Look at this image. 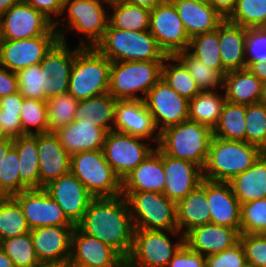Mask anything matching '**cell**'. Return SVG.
Returning a JSON list of instances; mask_svg holds the SVG:
<instances>
[{"instance_id": "1", "label": "cell", "mask_w": 266, "mask_h": 267, "mask_svg": "<svg viewBox=\"0 0 266 267\" xmlns=\"http://www.w3.org/2000/svg\"><path fill=\"white\" fill-rule=\"evenodd\" d=\"M76 226L83 233L111 246L124 259L129 256L134 225L127 199L123 195L93 198Z\"/></svg>"}, {"instance_id": "2", "label": "cell", "mask_w": 266, "mask_h": 267, "mask_svg": "<svg viewBox=\"0 0 266 267\" xmlns=\"http://www.w3.org/2000/svg\"><path fill=\"white\" fill-rule=\"evenodd\" d=\"M263 153L259 147L245 141L213 136L202 169L203 179L228 183L249 169Z\"/></svg>"}, {"instance_id": "3", "label": "cell", "mask_w": 266, "mask_h": 267, "mask_svg": "<svg viewBox=\"0 0 266 267\" xmlns=\"http://www.w3.org/2000/svg\"><path fill=\"white\" fill-rule=\"evenodd\" d=\"M94 48L111 62L164 61L167 55L146 31H125L107 26Z\"/></svg>"}, {"instance_id": "4", "label": "cell", "mask_w": 266, "mask_h": 267, "mask_svg": "<svg viewBox=\"0 0 266 267\" xmlns=\"http://www.w3.org/2000/svg\"><path fill=\"white\" fill-rule=\"evenodd\" d=\"M212 137L211 128L186 120L161 131L157 147L170 157L192 162L203 169Z\"/></svg>"}, {"instance_id": "5", "label": "cell", "mask_w": 266, "mask_h": 267, "mask_svg": "<svg viewBox=\"0 0 266 267\" xmlns=\"http://www.w3.org/2000/svg\"><path fill=\"white\" fill-rule=\"evenodd\" d=\"M163 62H112L108 93L116 100H144L162 78ZM137 92L143 96H137Z\"/></svg>"}, {"instance_id": "6", "label": "cell", "mask_w": 266, "mask_h": 267, "mask_svg": "<svg viewBox=\"0 0 266 267\" xmlns=\"http://www.w3.org/2000/svg\"><path fill=\"white\" fill-rule=\"evenodd\" d=\"M111 63L94 47H82L75 54L68 93L77 100L108 93Z\"/></svg>"}, {"instance_id": "7", "label": "cell", "mask_w": 266, "mask_h": 267, "mask_svg": "<svg viewBox=\"0 0 266 267\" xmlns=\"http://www.w3.org/2000/svg\"><path fill=\"white\" fill-rule=\"evenodd\" d=\"M109 3L110 0H65L63 13L65 10L67 11L68 14L65 17H68L69 20L64 25L60 18L54 24L59 39L66 42L64 30H74L88 37V42L80 40V47H94L107 29L109 16L103 6L109 5Z\"/></svg>"}, {"instance_id": "8", "label": "cell", "mask_w": 266, "mask_h": 267, "mask_svg": "<svg viewBox=\"0 0 266 267\" xmlns=\"http://www.w3.org/2000/svg\"><path fill=\"white\" fill-rule=\"evenodd\" d=\"M170 234L180 236L175 244L172 243ZM184 244L185 236L178 230L134 228L133 244L129 256L125 259V267H167Z\"/></svg>"}, {"instance_id": "9", "label": "cell", "mask_w": 266, "mask_h": 267, "mask_svg": "<svg viewBox=\"0 0 266 267\" xmlns=\"http://www.w3.org/2000/svg\"><path fill=\"white\" fill-rule=\"evenodd\" d=\"M70 172L94 198L121 195V180L106 161L103 149L72 154Z\"/></svg>"}, {"instance_id": "10", "label": "cell", "mask_w": 266, "mask_h": 267, "mask_svg": "<svg viewBox=\"0 0 266 267\" xmlns=\"http://www.w3.org/2000/svg\"><path fill=\"white\" fill-rule=\"evenodd\" d=\"M128 202L134 228L178 230L176 202L163 193L121 192Z\"/></svg>"}, {"instance_id": "11", "label": "cell", "mask_w": 266, "mask_h": 267, "mask_svg": "<svg viewBox=\"0 0 266 267\" xmlns=\"http://www.w3.org/2000/svg\"><path fill=\"white\" fill-rule=\"evenodd\" d=\"M149 32L167 56L188 49L190 38L171 0H162L150 10Z\"/></svg>"}, {"instance_id": "12", "label": "cell", "mask_w": 266, "mask_h": 267, "mask_svg": "<svg viewBox=\"0 0 266 267\" xmlns=\"http://www.w3.org/2000/svg\"><path fill=\"white\" fill-rule=\"evenodd\" d=\"M59 40L54 27L44 36L23 40H0V65L15 73L38 65Z\"/></svg>"}, {"instance_id": "13", "label": "cell", "mask_w": 266, "mask_h": 267, "mask_svg": "<svg viewBox=\"0 0 266 267\" xmlns=\"http://www.w3.org/2000/svg\"><path fill=\"white\" fill-rule=\"evenodd\" d=\"M142 140L146 139L114 130L106 134L103 152L106 161L121 181L155 150V147L148 146L149 142H140Z\"/></svg>"}, {"instance_id": "14", "label": "cell", "mask_w": 266, "mask_h": 267, "mask_svg": "<svg viewBox=\"0 0 266 267\" xmlns=\"http://www.w3.org/2000/svg\"><path fill=\"white\" fill-rule=\"evenodd\" d=\"M54 24L41 12L20 0L0 16V40H23L46 35Z\"/></svg>"}, {"instance_id": "15", "label": "cell", "mask_w": 266, "mask_h": 267, "mask_svg": "<svg viewBox=\"0 0 266 267\" xmlns=\"http://www.w3.org/2000/svg\"><path fill=\"white\" fill-rule=\"evenodd\" d=\"M144 102L159 133L188 120L189 101L176 93L162 78L149 90Z\"/></svg>"}, {"instance_id": "16", "label": "cell", "mask_w": 266, "mask_h": 267, "mask_svg": "<svg viewBox=\"0 0 266 267\" xmlns=\"http://www.w3.org/2000/svg\"><path fill=\"white\" fill-rule=\"evenodd\" d=\"M20 205L29 228L74 225L43 189H27L12 196Z\"/></svg>"}, {"instance_id": "17", "label": "cell", "mask_w": 266, "mask_h": 267, "mask_svg": "<svg viewBox=\"0 0 266 267\" xmlns=\"http://www.w3.org/2000/svg\"><path fill=\"white\" fill-rule=\"evenodd\" d=\"M67 42L59 40L40 62L45 101L68 92L69 78L75 54L82 48L70 50Z\"/></svg>"}, {"instance_id": "18", "label": "cell", "mask_w": 266, "mask_h": 267, "mask_svg": "<svg viewBox=\"0 0 266 267\" xmlns=\"http://www.w3.org/2000/svg\"><path fill=\"white\" fill-rule=\"evenodd\" d=\"M43 189L75 226L82 220L90 201L94 198L71 172L49 182Z\"/></svg>"}, {"instance_id": "19", "label": "cell", "mask_w": 266, "mask_h": 267, "mask_svg": "<svg viewBox=\"0 0 266 267\" xmlns=\"http://www.w3.org/2000/svg\"><path fill=\"white\" fill-rule=\"evenodd\" d=\"M75 225L38 227L30 231L34 250L40 262L64 266L71 256Z\"/></svg>"}, {"instance_id": "20", "label": "cell", "mask_w": 266, "mask_h": 267, "mask_svg": "<svg viewBox=\"0 0 266 267\" xmlns=\"http://www.w3.org/2000/svg\"><path fill=\"white\" fill-rule=\"evenodd\" d=\"M157 130L153 116L148 111L144 100H117L114 131L143 139H153L158 145L160 133H156Z\"/></svg>"}, {"instance_id": "21", "label": "cell", "mask_w": 266, "mask_h": 267, "mask_svg": "<svg viewBox=\"0 0 266 267\" xmlns=\"http://www.w3.org/2000/svg\"><path fill=\"white\" fill-rule=\"evenodd\" d=\"M67 262L94 267H125V259L115 249L83 233L77 226L72 233L71 256Z\"/></svg>"}, {"instance_id": "22", "label": "cell", "mask_w": 266, "mask_h": 267, "mask_svg": "<svg viewBox=\"0 0 266 267\" xmlns=\"http://www.w3.org/2000/svg\"><path fill=\"white\" fill-rule=\"evenodd\" d=\"M37 139L40 189L70 172L71 155L54 132L33 135Z\"/></svg>"}, {"instance_id": "23", "label": "cell", "mask_w": 266, "mask_h": 267, "mask_svg": "<svg viewBox=\"0 0 266 267\" xmlns=\"http://www.w3.org/2000/svg\"><path fill=\"white\" fill-rule=\"evenodd\" d=\"M165 188L163 194L177 202L185 198L203 180L202 169L192 162L163 153Z\"/></svg>"}, {"instance_id": "24", "label": "cell", "mask_w": 266, "mask_h": 267, "mask_svg": "<svg viewBox=\"0 0 266 267\" xmlns=\"http://www.w3.org/2000/svg\"><path fill=\"white\" fill-rule=\"evenodd\" d=\"M210 223L223 225L240 232L241 204L229 183L206 180Z\"/></svg>"}, {"instance_id": "25", "label": "cell", "mask_w": 266, "mask_h": 267, "mask_svg": "<svg viewBox=\"0 0 266 267\" xmlns=\"http://www.w3.org/2000/svg\"><path fill=\"white\" fill-rule=\"evenodd\" d=\"M165 179L163 152L155 147V150L121 181V192L163 193Z\"/></svg>"}, {"instance_id": "26", "label": "cell", "mask_w": 266, "mask_h": 267, "mask_svg": "<svg viewBox=\"0 0 266 267\" xmlns=\"http://www.w3.org/2000/svg\"><path fill=\"white\" fill-rule=\"evenodd\" d=\"M240 232L223 225L205 224L185 235V244L205 257L220 253L239 242Z\"/></svg>"}, {"instance_id": "27", "label": "cell", "mask_w": 266, "mask_h": 267, "mask_svg": "<svg viewBox=\"0 0 266 267\" xmlns=\"http://www.w3.org/2000/svg\"><path fill=\"white\" fill-rule=\"evenodd\" d=\"M62 147L70 154L103 149L106 132L87 118L74 120L54 132Z\"/></svg>"}, {"instance_id": "28", "label": "cell", "mask_w": 266, "mask_h": 267, "mask_svg": "<svg viewBox=\"0 0 266 267\" xmlns=\"http://www.w3.org/2000/svg\"><path fill=\"white\" fill-rule=\"evenodd\" d=\"M247 28L224 19L219 24V43L222 71L247 69L245 58Z\"/></svg>"}, {"instance_id": "29", "label": "cell", "mask_w": 266, "mask_h": 267, "mask_svg": "<svg viewBox=\"0 0 266 267\" xmlns=\"http://www.w3.org/2000/svg\"><path fill=\"white\" fill-rule=\"evenodd\" d=\"M176 219L178 231L184 236L195 227L210 224L205 179L185 198L176 202Z\"/></svg>"}, {"instance_id": "30", "label": "cell", "mask_w": 266, "mask_h": 267, "mask_svg": "<svg viewBox=\"0 0 266 267\" xmlns=\"http://www.w3.org/2000/svg\"><path fill=\"white\" fill-rule=\"evenodd\" d=\"M189 38L217 29L224 18L209 4L189 0H171Z\"/></svg>"}, {"instance_id": "31", "label": "cell", "mask_w": 266, "mask_h": 267, "mask_svg": "<svg viewBox=\"0 0 266 267\" xmlns=\"http://www.w3.org/2000/svg\"><path fill=\"white\" fill-rule=\"evenodd\" d=\"M228 183L240 204L266 198V152L249 169Z\"/></svg>"}, {"instance_id": "32", "label": "cell", "mask_w": 266, "mask_h": 267, "mask_svg": "<svg viewBox=\"0 0 266 267\" xmlns=\"http://www.w3.org/2000/svg\"><path fill=\"white\" fill-rule=\"evenodd\" d=\"M262 81L249 70L227 72L224 75L223 88L228 102L240 105L258 103L261 95Z\"/></svg>"}, {"instance_id": "33", "label": "cell", "mask_w": 266, "mask_h": 267, "mask_svg": "<svg viewBox=\"0 0 266 267\" xmlns=\"http://www.w3.org/2000/svg\"><path fill=\"white\" fill-rule=\"evenodd\" d=\"M13 147L19 157L20 192L40 189L37 139L33 135L20 136L13 139Z\"/></svg>"}, {"instance_id": "34", "label": "cell", "mask_w": 266, "mask_h": 267, "mask_svg": "<svg viewBox=\"0 0 266 267\" xmlns=\"http://www.w3.org/2000/svg\"><path fill=\"white\" fill-rule=\"evenodd\" d=\"M117 100L109 93L79 100L75 112V120L87 118L96 123L106 133L114 130L115 105ZM112 121V124L111 122Z\"/></svg>"}, {"instance_id": "35", "label": "cell", "mask_w": 266, "mask_h": 267, "mask_svg": "<svg viewBox=\"0 0 266 267\" xmlns=\"http://www.w3.org/2000/svg\"><path fill=\"white\" fill-rule=\"evenodd\" d=\"M201 91L188 103V120L205 125L213 130L218 123L226 102L219 91Z\"/></svg>"}, {"instance_id": "36", "label": "cell", "mask_w": 266, "mask_h": 267, "mask_svg": "<svg viewBox=\"0 0 266 267\" xmlns=\"http://www.w3.org/2000/svg\"><path fill=\"white\" fill-rule=\"evenodd\" d=\"M114 12L109 17L111 28L125 31H146L150 25V10L128 4L123 0H110Z\"/></svg>"}, {"instance_id": "37", "label": "cell", "mask_w": 266, "mask_h": 267, "mask_svg": "<svg viewBox=\"0 0 266 267\" xmlns=\"http://www.w3.org/2000/svg\"><path fill=\"white\" fill-rule=\"evenodd\" d=\"M246 105L226 101L213 136L224 140L245 141Z\"/></svg>"}, {"instance_id": "38", "label": "cell", "mask_w": 266, "mask_h": 267, "mask_svg": "<svg viewBox=\"0 0 266 267\" xmlns=\"http://www.w3.org/2000/svg\"><path fill=\"white\" fill-rule=\"evenodd\" d=\"M171 62H176L175 64ZM162 79L180 96L188 101L193 99L200 89L190 76L185 65L175 56H167L162 65Z\"/></svg>"}, {"instance_id": "39", "label": "cell", "mask_w": 266, "mask_h": 267, "mask_svg": "<svg viewBox=\"0 0 266 267\" xmlns=\"http://www.w3.org/2000/svg\"><path fill=\"white\" fill-rule=\"evenodd\" d=\"M188 69L190 76L196 82L200 91L218 90L223 88L225 73L222 70H215L193 56L188 50L180 51L175 55Z\"/></svg>"}, {"instance_id": "40", "label": "cell", "mask_w": 266, "mask_h": 267, "mask_svg": "<svg viewBox=\"0 0 266 267\" xmlns=\"http://www.w3.org/2000/svg\"><path fill=\"white\" fill-rule=\"evenodd\" d=\"M30 231L19 203L12 196L3 197L0 200V241Z\"/></svg>"}, {"instance_id": "41", "label": "cell", "mask_w": 266, "mask_h": 267, "mask_svg": "<svg viewBox=\"0 0 266 267\" xmlns=\"http://www.w3.org/2000/svg\"><path fill=\"white\" fill-rule=\"evenodd\" d=\"M187 50L208 67L215 70H222L219 25L214 31L191 37Z\"/></svg>"}, {"instance_id": "42", "label": "cell", "mask_w": 266, "mask_h": 267, "mask_svg": "<svg viewBox=\"0 0 266 267\" xmlns=\"http://www.w3.org/2000/svg\"><path fill=\"white\" fill-rule=\"evenodd\" d=\"M79 100L70 93L60 94L46 100L48 132H55L75 120V112Z\"/></svg>"}, {"instance_id": "43", "label": "cell", "mask_w": 266, "mask_h": 267, "mask_svg": "<svg viewBox=\"0 0 266 267\" xmlns=\"http://www.w3.org/2000/svg\"><path fill=\"white\" fill-rule=\"evenodd\" d=\"M0 248L11 259L15 267H32L40 263L30 232L1 240Z\"/></svg>"}, {"instance_id": "44", "label": "cell", "mask_w": 266, "mask_h": 267, "mask_svg": "<svg viewBox=\"0 0 266 267\" xmlns=\"http://www.w3.org/2000/svg\"><path fill=\"white\" fill-rule=\"evenodd\" d=\"M227 20L247 29L266 27V0H237Z\"/></svg>"}, {"instance_id": "45", "label": "cell", "mask_w": 266, "mask_h": 267, "mask_svg": "<svg viewBox=\"0 0 266 267\" xmlns=\"http://www.w3.org/2000/svg\"><path fill=\"white\" fill-rule=\"evenodd\" d=\"M22 136L48 132L46 101L23 98L20 115ZM35 127L32 131L31 127Z\"/></svg>"}, {"instance_id": "46", "label": "cell", "mask_w": 266, "mask_h": 267, "mask_svg": "<svg viewBox=\"0 0 266 267\" xmlns=\"http://www.w3.org/2000/svg\"><path fill=\"white\" fill-rule=\"evenodd\" d=\"M245 142L266 152V106L261 103L246 105Z\"/></svg>"}, {"instance_id": "47", "label": "cell", "mask_w": 266, "mask_h": 267, "mask_svg": "<svg viewBox=\"0 0 266 267\" xmlns=\"http://www.w3.org/2000/svg\"><path fill=\"white\" fill-rule=\"evenodd\" d=\"M240 233L261 234L266 230V198L241 204Z\"/></svg>"}, {"instance_id": "48", "label": "cell", "mask_w": 266, "mask_h": 267, "mask_svg": "<svg viewBox=\"0 0 266 267\" xmlns=\"http://www.w3.org/2000/svg\"><path fill=\"white\" fill-rule=\"evenodd\" d=\"M20 192L19 157L12 147L3 158L0 170V193L4 197L14 196Z\"/></svg>"}, {"instance_id": "49", "label": "cell", "mask_w": 266, "mask_h": 267, "mask_svg": "<svg viewBox=\"0 0 266 267\" xmlns=\"http://www.w3.org/2000/svg\"><path fill=\"white\" fill-rule=\"evenodd\" d=\"M16 74L18 77L19 93L23 98L45 101L42 67L40 64L19 70Z\"/></svg>"}, {"instance_id": "50", "label": "cell", "mask_w": 266, "mask_h": 267, "mask_svg": "<svg viewBox=\"0 0 266 267\" xmlns=\"http://www.w3.org/2000/svg\"><path fill=\"white\" fill-rule=\"evenodd\" d=\"M239 241L244 248L248 266L266 267V238L262 233H240Z\"/></svg>"}, {"instance_id": "51", "label": "cell", "mask_w": 266, "mask_h": 267, "mask_svg": "<svg viewBox=\"0 0 266 267\" xmlns=\"http://www.w3.org/2000/svg\"><path fill=\"white\" fill-rule=\"evenodd\" d=\"M245 58L247 67L253 62H266V27L247 29Z\"/></svg>"}, {"instance_id": "52", "label": "cell", "mask_w": 266, "mask_h": 267, "mask_svg": "<svg viewBox=\"0 0 266 267\" xmlns=\"http://www.w3.org/2000/svg\"><path fill=\"white\" fill-rule=\"evenodd\" d=\"M206 267H246L245 252L240 241L223 252L205 257Z\"/></svg>"}, {"instance_id": "53", "label": "cell", "mask_w": 266, "mask_h": 267, "mask_svg": "<svg viewBox=\"0 0 266 267\" xmlns=\"http://www.w3.org/2000/svg\"><path fill=\"white\" fill-rule=\"evenodd\" d=\"M167 267H206L205 256L184 244L168 263Z\"/></svg>"}, {"instance_id": "54", "label": "cell", "mask_w": 266, "mask_h": 267, "mask_svg": "<svg viewBox=\"0 0 266 267\" xmlns=\"http://www.w3.org/2000/svg\"><path fill=\"white\" fill-rule=\"evenodd\" d=\"M29 5L41 12L46 18H48L53 24L56 20L52 18L54 16H62L63 6L65 0H25Z\"/></svg>"}, {"instance_id": "55", "label": "cell", "mask_w": 266, "mask_h": 267, "mask_svg": "<svg viewBox=\"0 0 266 267\" xmlns=\"http://www.w3.org/2000/svg\"><path fill=\"white\" fill-rule=\"evenodd\" d=\"M21 113H11L0 111V126L6 135L11 138L22 136V124L20 121Z\"/></svg>"}, {"instance_id": "56", "label": "cell", "mask_w": 266, "mask_h": 267, "mask_svg": "<svg viewBox=\"0 0 266 267\" xmlns=\"http://www.w3.org/2000/svg\"><path fill=\"white\" fill-rule=\"evenodd\" d=\"M17 92H19L17 74L0 65V97L3 98Z\"/></svg>"}, {"instance_id": "57", "label": "cell", "mask_w": 266, "mask_h": 267, "mask_svg": "<svg viewBox=\"0 0 266 267\" xmlns=\"http://www.w3.org/2000/svg\"><path fill=\"white\" fill-rule=\"evenodd\" d=\"M23 97L19 92L2 98V112L21 113Z\"/></svg>"}, {"instance_id": "58", "label": "cell", "mask_w": 266, "mask_h": 267, "mask_svg": "<svg viewBox=\"0 0 266 267\" xmlns=\"http://www.w3.org/2000/svg\"><path fill=\"white\" fill-rule=\"evenodd\" d=\"M224 19L235 9L237 0H209L208 2Z\"/></svg>"}, {"instance_id": "59", "label": "cell", "mask_w": 266, "mask_h": 267, "mask_svg": "<svg viewBox=\"0 0 266 267\" xmlns=\"http://www.w3.org/2000/svg\"><path fill=\"white\" fill-rule=\"evenodd\" d=\"M252 74H254L260 81L266 82V62H253L248 67Z\"/></svg>"}, {"instance_id": "60", "label": "cell", "mask_w": 266, "mask_h": 267, "mask_svg": "<svg viewBox=\"0 0 266 267\" xmlns=\"http://www.w3.org/2000/svg\"><path fill=\"white\" fill-rule=\"evenodd\" d=\"M123 1L131 5L140 6L152 10L162 0H123Z\"/></svg>"}, {"instance_id": "61", "label": "cell", "mask_w": 266, "mask_h": 267, "mask_svg": "<svg viewBox=\"0 0 266 267\" xmlns=\"http://www.w3.org/2000/svg\"><path fill=\"white\" fill-rule=\"evenodd\" d=\"M13 147V139L0 143V170L2 168L3 158H5L7 152Z\"/></svg>"}, {"instance_id": "62", "label": "cell", "mask_w": 266, "mask_h": 267, "mask_svg": "<svg viewBox=\"0 0 266 267\" xmlns=\"http://www.w3.org/2000/svg\"><path fill=\"white\" fill-rule=\"evenodd\" d=\"M19 1L20 0H0V16Z\"/></svg>"}, {"instance_id": "63", "label": "cell", "mask_w": 266, "mask_h": 267, "mask_svg": "<svg viewBox=\"0 0 266 267\" xmlns=\"http://www.w3.org/2000/svg\"><path fill=\"white\" fill-rule=\"evenodd\" d=\"M0 267H15L11 259L0 248Z\"/></svg>"}, {"instance_id": "64", "label": "cell", "mask_w": 266, "mask_h": 267, "mask_svg": "<svg viewBox=\"0 0 266 267\" xmlns=\"http://www.w3.org/2000/svg\"><path fill=\"white\" fill-rule=\"evenodd\" d=\"M259 103L264 104L266 106V82L262 83V89H261V95H260Z\"/></svg>"}, {"instance_id": "65", "label": "cell", "mask_w": 266, "mask_h": 267, "mask_svg": "<svg viewBox=\"0 0 266 267\" xmlns=\"http://www.w3.org/2000/svg\"><path fill=\"white\" fill-rule=\"evenodd\" d=\"M63 267H94V266H88L76 262H66V264Z\"/></svg>"}, {"instance_id": "66", "label": "cell", "mask_w": 266, "mask_h": 267, "mask_svg": "<svg viewBox=\"0 0 266 267\" xmlns=\"http://www.w3.org/2000/svg\"><path fill=\"white\" fill-rule=\"evenodd\" d=\"M32 267H62L58 264H54V263H43L40 262L38 265L32 266Z\"/></svg>"}, {"instance_id": "67", "label": "cell", "mask_w": 266, "mask_h": 267, "mask_svg": "<svg viewBox=\"0 0 266 267\" xmlns=\"http://www.w3.org/2000/svg\"><path fill=\"white\" fill-rule=\"evenodd\" d=\"M10 138L3 131V128L0 126V143L4 141H8Z\"/></svg>"}, {"instance_id": "68", "label": "cell", "mask_w": 266, "mask_h": 267, "mask_svg": "<svg viewBox=\"0 0 266 267\" xmlns=\"http://www.w3.org/2000/svg\"><path fill=\"white\" fill-rule=\"evenodd\" d=\"M189 1L199 2V3H208L209 2V0H189Z\"/></svg>"}, {"instance_id": "69", "label": "cell", "mask_w": 266, "mask_h": 267, "mask_svg": "<svg viewBox=\"0 0 266 267\" xmlns=\"http://www.w3.org/2000/svg\"><path fill=\"white\" fill-rule=\"evenodd\" d=\"M2 110V98L0 97V111Z\"/></svg>"}, {"instance_id": "70", "label": "cell", "mask_w": 266, "mask_h": 267, "mask_svg": "<svg viewBox=\"0 0 266 267\" xmlns=\"http://www.w3.org/2000/svg\"><path fill=\"white\" fill-rule=\"evenodd\" d=\"M264 235V237L266 238V230L262 233Z\"/></svg>"}, {"instance_id": "71", "label": "cell", "mask_w": 266, "mask_h": 267, "mask_svg": "<svg viewBox=\"0 0 266 267\" xmlns=\"http://www.w3.org/2000/svg\"><path fill=\"white\" fill-rule=\"evenodd\" d=\"M4 196L0 193V200L3 198Z\"/></svg>"}]
</instances>
